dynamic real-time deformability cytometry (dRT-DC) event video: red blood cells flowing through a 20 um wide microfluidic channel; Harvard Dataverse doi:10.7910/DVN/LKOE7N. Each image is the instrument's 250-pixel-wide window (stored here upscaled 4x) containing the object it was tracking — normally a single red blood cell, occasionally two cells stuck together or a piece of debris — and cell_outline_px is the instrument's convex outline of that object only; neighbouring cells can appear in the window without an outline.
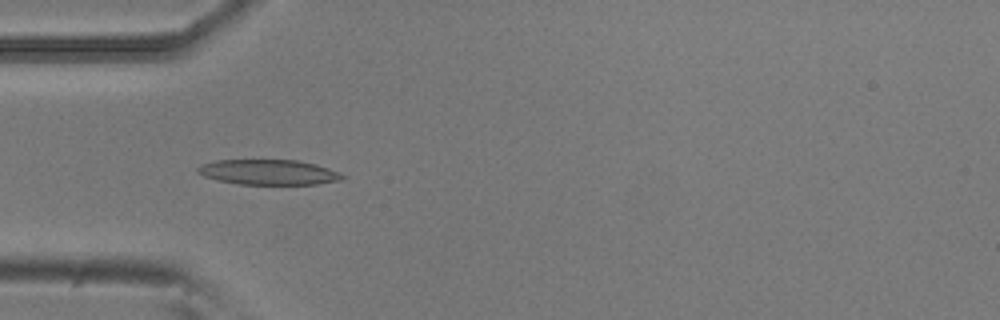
{"species": "common noctule bat (a hibernating species)", "species_latin": "Nyctalus noctula", "temperature_condition": "room temperature", "stored_images_in_passage": 52, "camera_frame_rate_fps": 3000, "um_per_image_px": 0.085, "animal": {"sex": "male", "body_mass_g": 20.5, "forearm_length_mm": 52.5}, "frame": {"image": 1, "passage_image": 15, "time_ms": 4.667, "image_size_px": [1000, 320], "cell_outline_px": [[348, 176], [344, 180], [316, 184], [240, 184], [220, 180], [204, 176], [196, 172], [196, 168], [200, 164], [216, 160], [296, 160], [316, 164], [340, 172]], "centroid_in_image_um": [22.87, 14.63], "position_along_channel_um": 62.1, "area_um2": 21.33}}
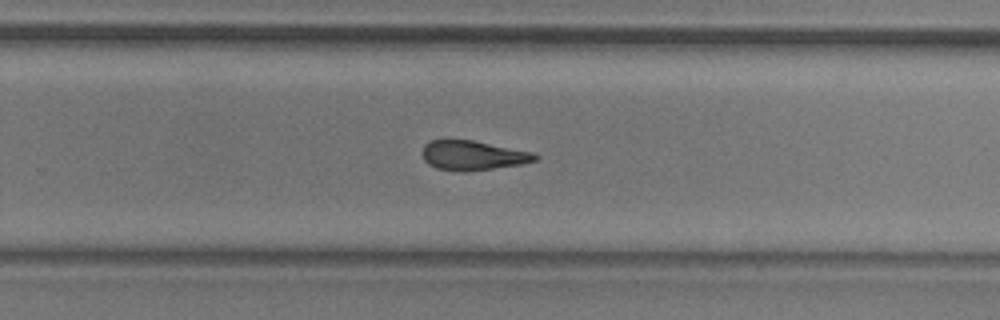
{"frame": {"image": 2, "passage_image": 33, "time_ms": 10.667, "image_size_px": [1000, 320], "cell_outline_px": [[540, 156], [536, 160], [520, 164], [464, 172], [436, 168], [428, 164], [424, 160], [420, 152], [424, 144], [432, 140], [448, 136], [472, 140], [532, 152]], "centroid_in_image_um": [40.09, 13.17], "position_along_channel_um": 289.7, "area_um2": 19.88}}
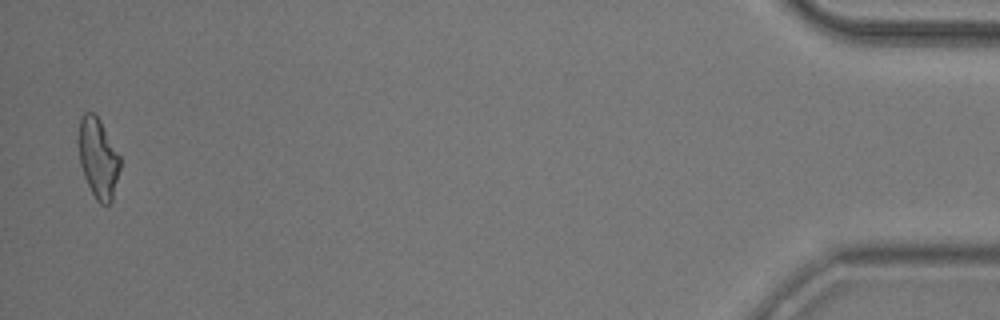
{"frame": {"image": 3, "passage_image": 51, "time_ms": 16.667, "image_size_px": [1000, 320], "cell_outline_px": [[120, 168], [112, 200], [108, 204], [100, 204], [96, 200], [84, 176], [80, 164], [76, 140], [76, 136], [80, 116], [84, 112], [92, 112], [100, 120], [120, 156]], "centroid_in_image_um": [8.3, 13.39], "position_along_channel_um": 426.9, "area_um2": 19.65}, "authors_computed_cell_mechanics": {"area_um2": 20.2589, "velocity_mm_per_s": 3.7994, "shape_relaxation_time_tau1_ms": 5.9242, "shape_relaxation_time_tau2_ms": 4.6204, "deformation_change_tau1": 0.1772, "deformation_change_tau2": 0.1652}}